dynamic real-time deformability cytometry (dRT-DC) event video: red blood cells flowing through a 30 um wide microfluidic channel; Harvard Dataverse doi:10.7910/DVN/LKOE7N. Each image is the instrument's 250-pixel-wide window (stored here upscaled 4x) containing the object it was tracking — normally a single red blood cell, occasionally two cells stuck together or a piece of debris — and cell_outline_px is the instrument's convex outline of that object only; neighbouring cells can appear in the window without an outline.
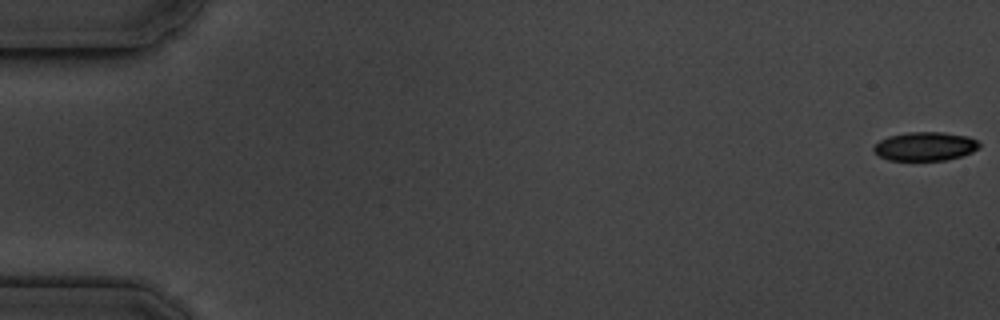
{"species": "common noctule bat (a hibernating species)", "species_latin": "Nyctalus noctula", "temperature_condition": "cold", "stored_images_in_passage": 5, "camera_frame_rate_fps": 3000, "um_per_image_px": 0.085, "animal": {"sex": "male", "body_mass_g": 19.5, "forearm_length_mm": 54.6}, "frame": {"image": 1, "passage_image": 1, "time_ms": 0.0, "image_size_px": [1000, 320], "cell_outline_px": [[980, 148], [972, 152], [960, 156], [944, 160], [888, 160], [880, 156], [872, 148], [880, 140], [888, 136], [908, 132], [944, 132], [968, 136], [976, 140], [980, 144]], "centroid_in_image_um": [78.65, 12.43], "position_along_channel_um": 6.4, "area_um2": 17.63}}
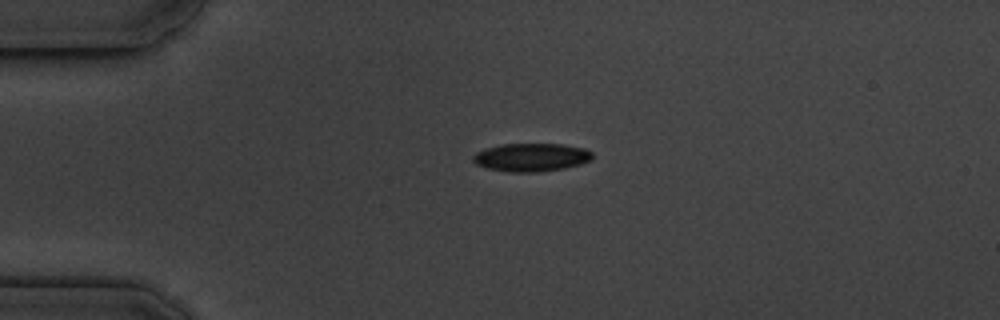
{"frame": {"image": 2, "passage_image": 4, "time_ms": 4.333, "image_size_px": [1000, 320], "cell_outline_px": [[592, 160], [580, 164], [564, 168], [540, 172], [508, 172], [488, 168], [476, 164], [472, 160], [472, 156], [476, 152], [484, 148], [500, 144], [564, 144], [584, 148], [592, 152]], "centroid_in_image_um": [45.14, 13.37], "position_along_channel_um": 39.9, "area_um2": 19.77}}